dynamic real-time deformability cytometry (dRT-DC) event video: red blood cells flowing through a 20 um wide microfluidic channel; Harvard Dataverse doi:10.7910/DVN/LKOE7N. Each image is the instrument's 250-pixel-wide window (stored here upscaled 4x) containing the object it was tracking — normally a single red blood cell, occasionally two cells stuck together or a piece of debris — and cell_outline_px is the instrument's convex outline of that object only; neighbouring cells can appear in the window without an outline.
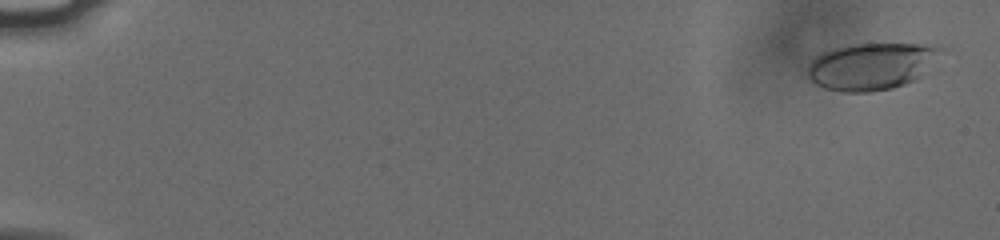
{"species": "human", "species_latin": "Homo sapiens", "temperature_condition": "cold", "stored_images_in_passage": 57, "camera_frame_rate_fps": 3000, "um_per_image_px": 0.085, "donor": {"sex": "male"}, "frame": {"image": 1, "passage_image": 3, "time_ms": 0.667, "image_size_px": [1000, 240], "cell_outline_px": [[936, 48], [916, 80], [892, 88], [868, 92], [840, 92], [824, 88], [816, 84], [808, 76], [808, 68], [812, 60], [816, 56], [832, 48], [848, 44], [920, 44]], "centroid_in_image_um": [73.86, 5.66], "position_along_channel_um": 11.1, "area_um2": 34.97}}
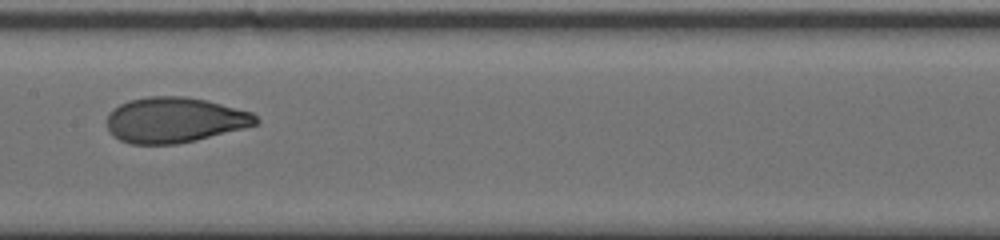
{"frame": {"image": 2, "passage_image": 32, "time_ms": 10.333, "image_size_px": [1000, 240], "cell_outline_px": [[260, 124], [196, 140], [176, 144], [132, 144], [120, 140], [108, 128], [108, 116], [120, 104], [128, 100], [148, 96], [184, 96], [208, 100], [252, 112], [260, 120]], "centroid_in_image_um": [14.9, 10.19], "position_along_channel_um": 192.5, "area_um2": 39.3}}
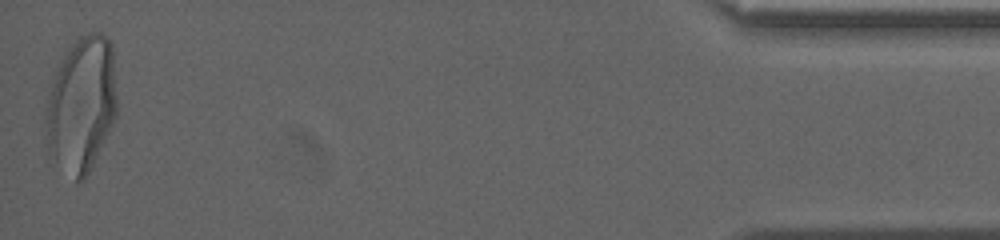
{"frame": {"image": 3, "passage_image": 57, "time_ms": 18.667, "image_size_px": [1000, 240], "cell_outline_px": [[116, 116], [84, 180], [76, 184], [48, 152], [44, 144], [44, 120], [48, 96], [56, 64], [68, 48], [80, 36], [88, 32], [104, 32], [108, 36], [112, 44], [116, 96]], "centroid_in_image_um": [6.88, 8.86], "position_along_channel_um": 428.3, "area_um2": 56.93}, "authors_computed_cell_mechanics": {"area_um2": 38.8994, "velocity_mm_per_s": 3.7921, "shape_relaxation_time_tau1_ms": 4.6327, "shape_relaxation_time_tau2_ms": 0.7559, "deformation_change_tau1": 0.1785, "deformation_change_tau2": 0.0601}}